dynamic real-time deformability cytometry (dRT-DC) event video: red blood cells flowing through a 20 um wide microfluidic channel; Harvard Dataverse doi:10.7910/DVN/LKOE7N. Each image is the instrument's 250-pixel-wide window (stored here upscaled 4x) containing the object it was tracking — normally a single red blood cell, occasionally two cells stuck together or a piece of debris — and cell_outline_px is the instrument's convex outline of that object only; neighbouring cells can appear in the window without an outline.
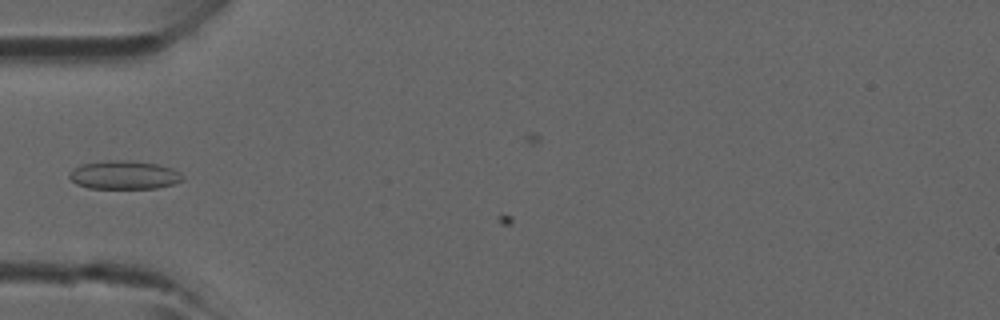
{"species": "common noctule bat (a hibernating species)", "species_latin": "Nyctalus noctula", "temperature_condition": "room temperature", "stored_images_in_passage": 12, "camera_frame_rate_fps": 3000, "um_per_image_px": 0.085, "animal": {"sex": "male", "forearm_length_mm": 52.5}, "frame": {"image": 1, "passage_image": 11, "time_ms": 3.333, "image_size_px": [1000, 320], "cell_outline_px": [[184, 180], [172, 184], [156, 188], [88, 188], [76, 184], [68, 176], [68, 172], [72, 168], [80, 164], [108, 160], [132, 160], [156, 164], [172, 168], [180, 172], [184, 176]], "centroid_in_image_um": [10.53, 14.86], "position_along_channel_um": 74.5, "area_um2": 19.02}}